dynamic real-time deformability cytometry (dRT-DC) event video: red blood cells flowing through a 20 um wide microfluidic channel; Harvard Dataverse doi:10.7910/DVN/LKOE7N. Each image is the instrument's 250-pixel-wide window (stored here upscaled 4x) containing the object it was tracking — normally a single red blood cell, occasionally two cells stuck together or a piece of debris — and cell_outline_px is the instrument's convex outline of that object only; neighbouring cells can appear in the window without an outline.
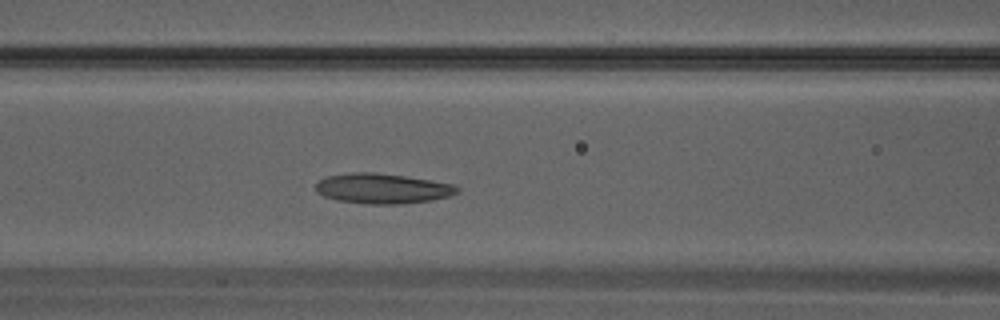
{"species": "Egyptian fruit bat (a non-hibernating species)", "species_latin": "Rousettus aegyptiacus", "temperature_condition": "warm", "stored_images_in_passage": 24, "camera_frame_rate_fps": 3000, "um_per_image_px": 0.085, "animal": {"sex": "male"}, "frame": {"image": 1, "passage_image": 4, "time_ms": 1.0, "image_size_px": [1000, 320], "cell_outline_px": [[460, 188], [456, 192], [448, 196], [432, 200], [400, 204], [368, 204], [336, 200], [324, 196], [316, 192], [316, 184], [320, 180], [328, 176], [352, 172], [372, 172], [404, 176], [452, 184]], "centroid_in_image_um": [32.47, 16.03], "position_along_channel_um": 134.1, "area_um2": 24.57}}
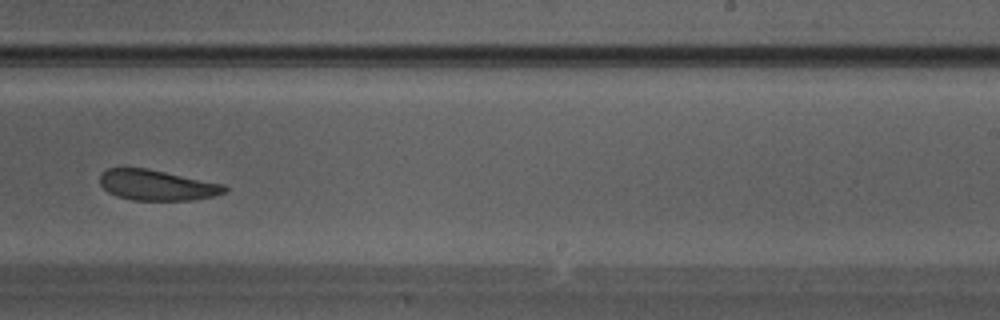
{"frame": {"image": 2, "passage_image": 11, "time_ms": 3.333, "image_size_px": [1000, 320], "cell_outline_px": [[228, 192], [212, 196], [192, 200], [132, 200], [116, 196], [108, 192], [100, 184], [100, 176], [108, 168], [148, 168], [224, 184], [228, 188]], "centroid_in_image_um": [13.36, 15.74], "position_along_channel_um": 275.6, "area_um2": 22.2}}
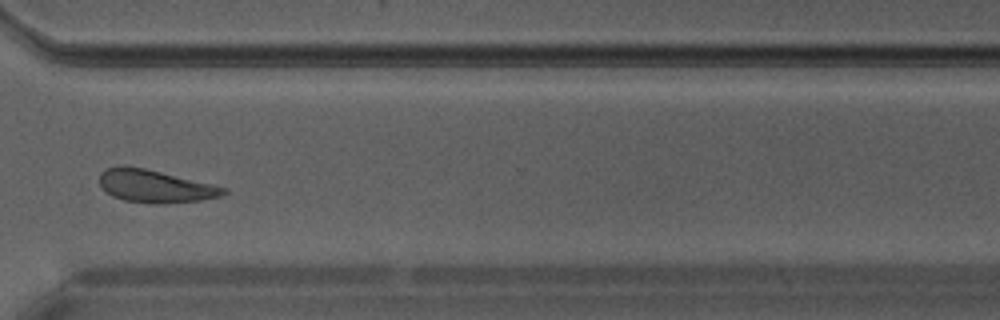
{"frame": {"image": 3, "passage_image": 15, "time_ms": 4.667, "image_size_px": [1000, 320], "cell_outline_px": [[228, 192], [224, 196], [200, 200], [164, 204], [156, 204], [124, 200], [112, 196], [100, 184], [100, 172], [104, 168], [120, 164], [124, 164], [144, 168], [212, 184], [228, 188]], "centroid_in_image_um": [13.19, 15.81], "position_along_channel_um": 357.4, "area_um2": 23.81}}